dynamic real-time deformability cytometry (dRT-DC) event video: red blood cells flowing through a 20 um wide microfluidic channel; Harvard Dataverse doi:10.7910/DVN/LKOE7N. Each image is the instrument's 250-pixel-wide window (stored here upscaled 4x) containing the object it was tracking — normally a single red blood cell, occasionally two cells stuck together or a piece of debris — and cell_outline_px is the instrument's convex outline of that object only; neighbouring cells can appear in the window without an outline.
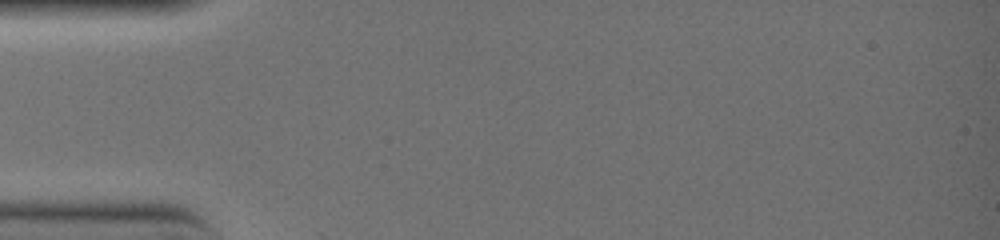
{"species": "common noctule bat (a hibernating species)", "species_latin": "Nyctalus noctula", "temperature_condition": "warm", "stored_images_in_passage": 3, "camera_frame_rate_fps": 3000, "um_per_image_px": 0.085, "animal": {"sex": "female", "body_mass_g": 19.0, "forearm_length_mm": 51.5}, "frame": {"image": 1, "passage_image": 1, "time_ms": 0.0, "image_size_px": [1000, 240], "cell_outline_px": [[148, 160], [132, 168], [24, 168], [12, 164], [12, 160], [20, 156], [80, 156]], "centroid_in_image_um": [6.34, 13.79], "position_along_channel_um": 78.7, "area_um2": 10.06}}